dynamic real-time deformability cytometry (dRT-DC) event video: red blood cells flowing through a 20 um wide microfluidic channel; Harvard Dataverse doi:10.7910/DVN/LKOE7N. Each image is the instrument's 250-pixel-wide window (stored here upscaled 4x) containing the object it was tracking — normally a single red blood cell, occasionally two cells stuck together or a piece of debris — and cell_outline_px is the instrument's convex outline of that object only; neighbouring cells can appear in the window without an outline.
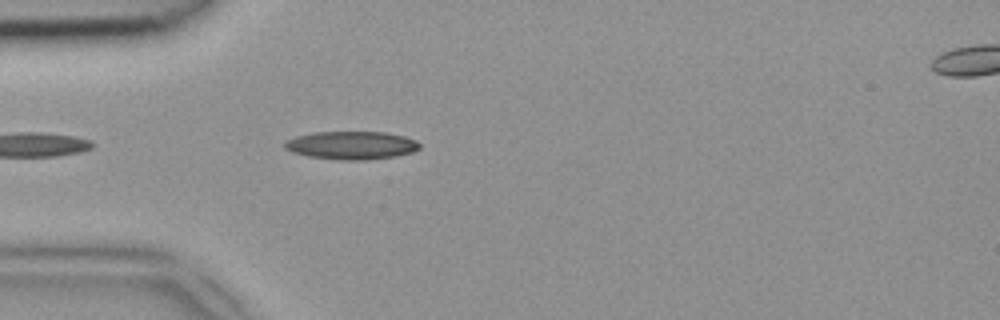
{"species": "common noctule bat (a hibernating species)", "species_latin": "Nyctalus noctula", "temperature_condition": "room temperature", "stored_images_in_passage": 27, "camera_frame_rate_fps": 3000, "um_per_image_px": 0.085, "animal": {"sex": "female", "body_mass_g": 18.4}, "frame": {"image": 1, "passage_image": 1, "time_ms": 0.0, "image_size_px": [1000, 320], "cell_outline_px": [[420, 148], [412, 152], [396, 156], [364, 160], [340, 160], [308, 156], [292, 152], [284, 148], [284, 144], [288, 140], [296, 136], [312, 132], [384, 132], [404, 136], [416, 140], [420, 144]], "centroid_in_image_um": [29.88, 12.35], "position_along_channel_um": 55.1, "area_um2": 22.08}}